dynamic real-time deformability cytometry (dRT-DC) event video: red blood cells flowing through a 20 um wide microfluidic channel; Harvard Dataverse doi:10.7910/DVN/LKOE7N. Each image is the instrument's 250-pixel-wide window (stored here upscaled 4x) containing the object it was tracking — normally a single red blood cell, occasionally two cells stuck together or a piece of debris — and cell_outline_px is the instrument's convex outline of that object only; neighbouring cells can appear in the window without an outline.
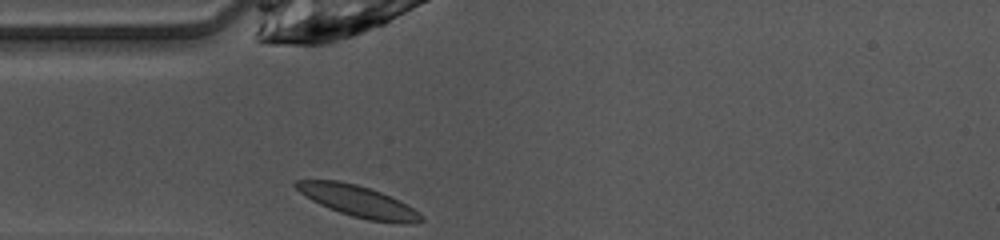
{"species": "common noctule bat (a hibernating species)", "species_latin": "Nyctalus noctula", "temperature_condition": "warm", "stored_images_in_passage": 5, "camera_frame_rate_fps": 3000, "um_per_image_px": 0.085, "animal": {"sex": "female", "body_mass_g": 10.0, "forearm_length_mm": 53.1}, "frame": {"image": 1, "passage_image": 1, "time_ms": 0.0, "image_size_px": [1000, 240], "cell_outline_px": [[424, 220], [412, 224], [404, 224], [368, 220], [352, 216], [340, 212], [320, 204], [312, 200], [300, 192], [292, 184], [296, 180], [336, 180], [356, 184], [380, 192], [420, 212], [424, 216]], "centroid_in_image_um": [30.45, 17.12], "position_along_channel_um": 54.6, "area_um2": 22.54}}
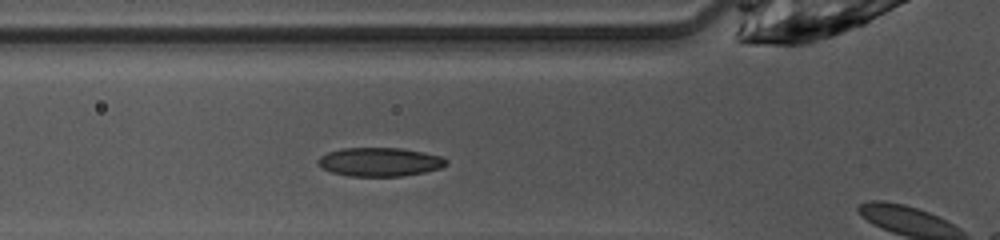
{"frame": {"image": 2, "passage_image": 4, "time_ms": 1.0, "image_size_px": [1000, 240], "cell_outline_px": [[448, 164], [440, 168], [424, 172], [404, 176], [348, 176], [332, 172], [324, 168], [316, 160], [320, 156], [328, 152], [340, 148], [400, 148], [424, 152], [440, 156], [448, 160]], "centroid_in_image_um": [32.29, 13.76], "position_along_channel_um": 93.5, "area_um2": 21.44}}